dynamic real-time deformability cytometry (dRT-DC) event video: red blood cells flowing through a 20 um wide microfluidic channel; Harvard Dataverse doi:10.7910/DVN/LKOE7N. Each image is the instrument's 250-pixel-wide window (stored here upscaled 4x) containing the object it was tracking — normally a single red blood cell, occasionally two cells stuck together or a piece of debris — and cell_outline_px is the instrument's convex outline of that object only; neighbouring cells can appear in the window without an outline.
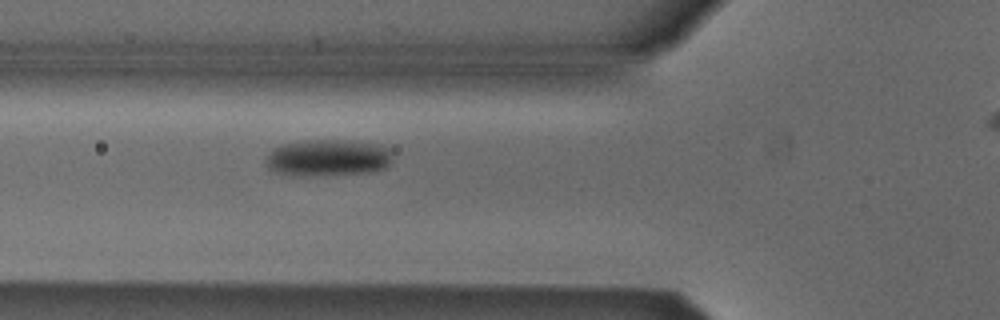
{"species": "Egyptian fruit bat (a non-hibernating species)", "species_latin": "Rousettus aegyptiacus", "temperature_condition": "cold", "stored_images_in_passage": 25, "camera_frame_rate_fps": 3000, "um_per_image_px": 0.085, "animal": {"sex": "male"}, "frame": {"image": 1, "passage_image": 8, "time_ms": 2.333, "image_size_px": [1000, 320], "cell_outline_px": [[392, 160], [388, 168], [376, 172], [300, 176], [292, 176], [276, 172], [268, 168], [268, 156], [272, 148], [284, 144], [304, 140], [340, 140], [376, 144], [388, 148], [392, 152]], "centroid_in_image_um": [27.92, 13.42], "position_along_channel_um": 97.9, "area_um2": 27.22}}
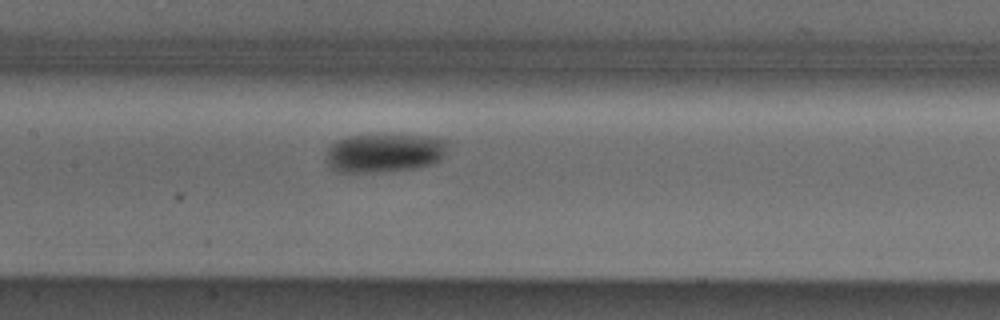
{"frame": {"image": 2, "passage_image": 14, "time_ms": 4.333, "image_size_px": [1000, 320], "cell_outline_px": [[448, 144], [444, 156], [440, 160], [432, 164], [420, 168], [380, 172], [336, 172], [324, 160], [324, 156], [328, 148], [336, 140], [348, 136], [384, 132], [428, 136], [448, 140]], "centroid_in_image_um": [32.67, 12.96], "position_along_channel_um": 174.7, "area_um2": 28.78}}
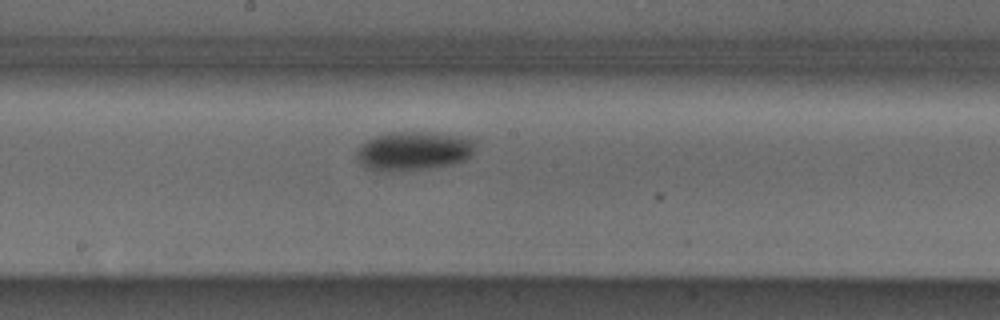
{"frame": {"image": 3, "passage_image": 17, "time_ms": 5.333, "image_size_px": [1000, 320], "cell_outline_px": [[480, 140], [472, 152], [464, 160], [452, 164], [436, 168], [388, 172], [380, 172], [364, 168], [356, 160], [356, 152], [368, 140], [376, 136], [388, 132], [432, 132], [468, 136]], "centroid_in_image_um": [35.2, 12.84], "position_along_channel_um": 213.0, "area_um2": 27.69}}